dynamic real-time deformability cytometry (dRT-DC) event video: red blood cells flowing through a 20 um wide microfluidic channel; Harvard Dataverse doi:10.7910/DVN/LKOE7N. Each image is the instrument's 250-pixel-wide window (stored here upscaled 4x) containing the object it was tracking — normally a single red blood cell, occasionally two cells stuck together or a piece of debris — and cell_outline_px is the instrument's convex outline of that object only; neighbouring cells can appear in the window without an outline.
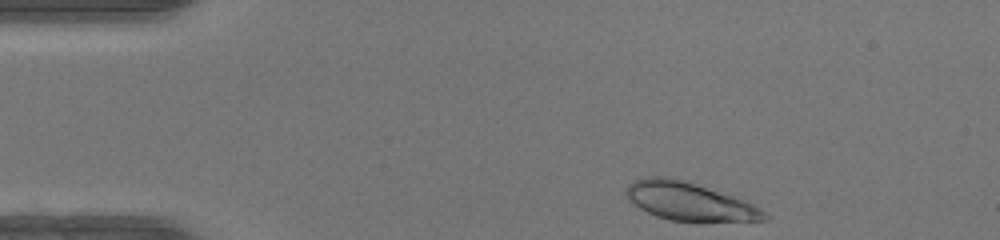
{"species": "human", "species_latin": "Homo sapiens", "temperature_condition": "warm", "stored_images_in_passage": 42, "camera_frame_rate_fps": 3000, "um_per_image_px": 0.085, "donor": {"sex": "female"}, "frame": {"image": 1, "passage_image": 1, "time_ms": 0.0, "image_size_px": [1000, 240], "cell_outline_px": [[768, 220], [700, 224], [696, 224], [672, 220], [656, 216], [632, 204], [628, 200], [624, 192], [628, 184], [632, 180], [648, 176], [668, 176], [684, 180], [744, 200], [760, 208], [768, 216]], "centroid_in_image_um": [58.58, 17.16], "position_along_channel_um": 26.4, "area_um2": 31.67}}
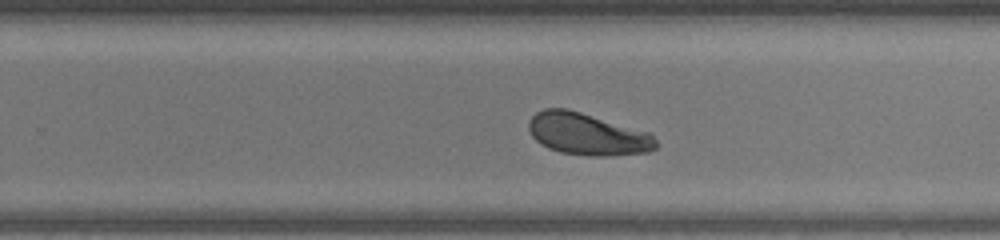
{"frame": {"image": 2, "passage_image": 24, "time_ms": 7.667, "image_size_px": [1000, 240], "cell_outline_px": [[656, 148], [648, 152], [604, 156], [592, 156], [560, 152], [548, 148], [540, 144], [532, 136], [528, 128], [528, 124], [532, 116], [536, 112], [544, 108], [564, 108], [580, 112], [652, 132], [656, 140]], "centroid_in_image_um": [49.94, 11.39], "position_along_channel_um": 279.9, "area_um2": 31.27}}
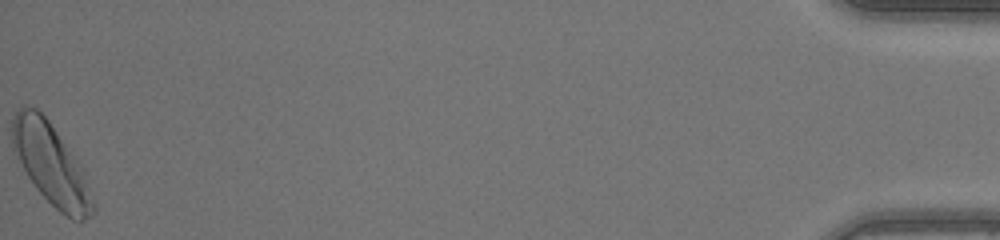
{"frame": {"image": 3, "passage_image": 42, "time_ms": 13.667, "image_size_px": [1000, 240], "cell_outline_px": [[96, 212], [80, 224], [72, 220], [60, 212], [36, 188], [28, 176], [12, 148], [12, 116], [20, 108], [36, 108], [48, 120], [80, 168], [96, 208]], "centroid_in_image_um": [4.31, 14.02], "position_along_channel_um": 430.9, "area_um2": 36.82}, "authors_computed_cell_mechanics": {"area_um2": 31.5588, "velocity_mm_per_s": 4.2547, "shape_relaxation_time_tau1_ms": 2.0917, "shape_relaxation_time_tau2_ms": null, "deformation_change_tau1": 0.1429, "deformation_change_tau2": null}}